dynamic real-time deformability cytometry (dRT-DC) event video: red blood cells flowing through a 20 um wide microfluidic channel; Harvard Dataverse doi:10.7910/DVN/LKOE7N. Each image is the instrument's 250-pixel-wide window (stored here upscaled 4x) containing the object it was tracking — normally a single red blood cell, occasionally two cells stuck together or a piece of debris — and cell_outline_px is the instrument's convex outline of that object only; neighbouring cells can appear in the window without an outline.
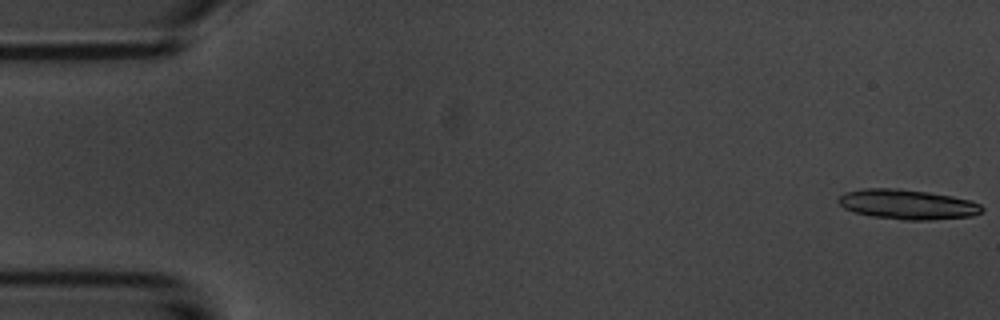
{"species": "common noctule bat (a hibernating species)", "species_latin": "Nyctalus noctula", "temperature_condition": "room temperature", "stored_images_in_passage": 31, "camera_frame_rate_fps": 3000, "um_per_image_px": 0.085, "animal": {"sex": "male", "body_mass_g": 20.1, "forearm_length_mm": 53.5}, "frame": {"image": 1, "passage_image": 1, "time_ms": 0.0, "image_size_px": [1000, 320], "cell_outline_px": [[984, 208], [980, 212], [972, 216], [928, 220], [904, 220], [872, 216], [852, 212], [844, 208], [836, 200], [844, 192], [864, 188], [892, 188], [928, 192], [952, 196], [968, 200], [980, 204]], "centroid_in_image_um": [77.09, 17.37], "position_along_channel_um": 7.9, "area_um2": 24.91}}
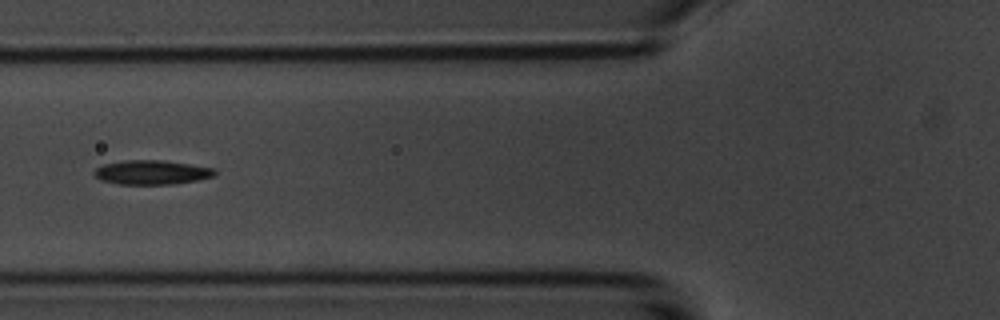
{"frame": {"image": 2, "passage_image": 21, "time_ms": 6.667, "image_size_px": [1000, 320], "cell_outline_px": [[216, 176], [196, 180], [172, 184], [120, 184], [100, 180], [92, 172], [96, 168], [104, 164], [128, 160], [160, 160], [216, 168]], "centroid_in_image_um": [12.91, 14.65], "position_along_channel_um": 112.9, "area_um2": 16.94}}
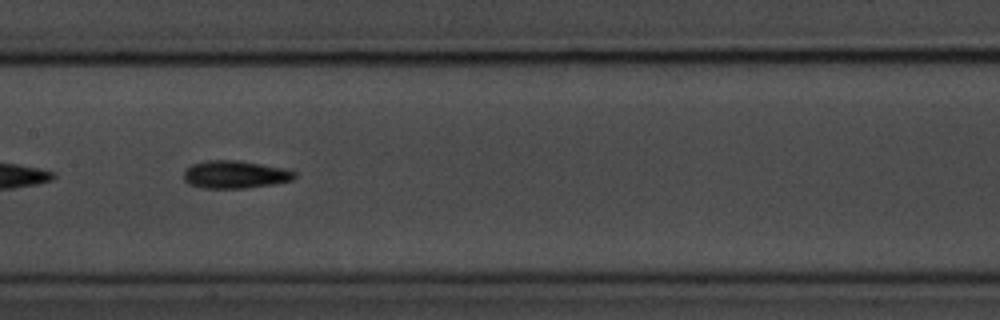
{"frame": {"image": 3, "passage_image": 27, "time_ms": 8.667, "image_size_px": [1000, 320], "cell_outline_px": [[296, 176], [292, 180], [272, 184], [244, 188], [200, 188], [188, 184], [184, 180], [184, 172], [192, 164], [208, 160], [236, 160], [284, 168], [296, 172]], "centroid_in_image_um": [19.96, 14.84], "position_along_channel_um": 187.4, "area_um2": 17.8}}